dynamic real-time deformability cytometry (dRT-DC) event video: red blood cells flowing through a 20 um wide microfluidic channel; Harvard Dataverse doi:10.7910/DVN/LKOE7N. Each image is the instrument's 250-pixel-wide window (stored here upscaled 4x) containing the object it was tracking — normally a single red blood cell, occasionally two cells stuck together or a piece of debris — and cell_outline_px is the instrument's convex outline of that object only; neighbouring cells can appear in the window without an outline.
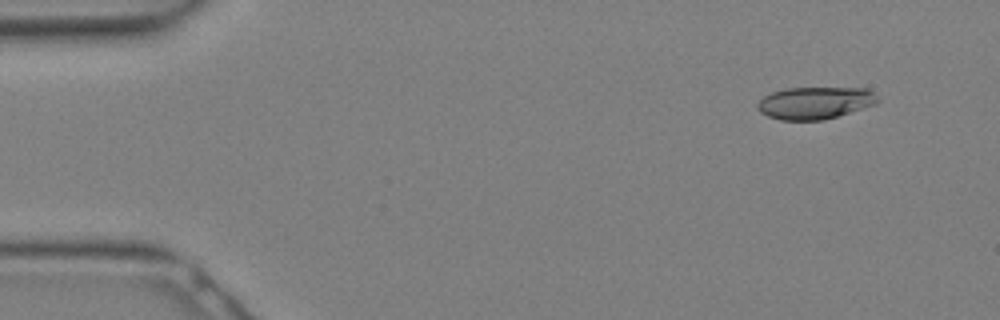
{"species": "Egyptian fruit bat (a non-hibernating species)", "species_latin": "Rousettus aegyptiacus", "temperature_condition": "warm", "stored_images_in_passage": 6, "camera_frame_rate_fps": 3000, "um_per_image_px": 0.085, "animal": {"sex": "female"}, "frame": {"image": 1, "passage_image": 1, "time_ms": 0.0, "image_size_px": [1000, 320], "cell_outline_px": [[880, 100], [876, 104], [824, 120], [780, 120], [768, 116], [760, 112], [756, 108], [756, 104], [764, 96], [772, 92], [788, 88], [868, 88]], "centroid_in_image_um": [69.26, 8.75], "position_along_channel_um": 15.7, "area_um2": 22.54}}